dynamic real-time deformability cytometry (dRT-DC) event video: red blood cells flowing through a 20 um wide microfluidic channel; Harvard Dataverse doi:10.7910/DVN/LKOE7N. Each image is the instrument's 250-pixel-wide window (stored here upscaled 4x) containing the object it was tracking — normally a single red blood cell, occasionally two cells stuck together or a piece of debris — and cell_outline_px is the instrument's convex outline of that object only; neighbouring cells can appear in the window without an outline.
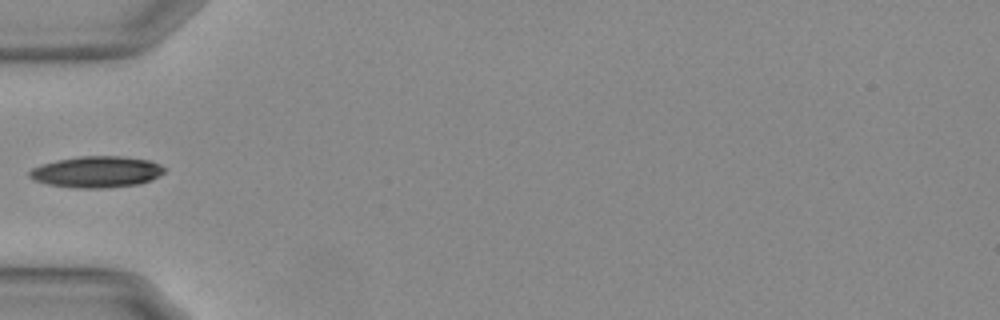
{"species": "Egyptian fruit bat (a non-hibernating species)", "species_latin": "Rousettus aegyptiacus", "temperature_condition": "warm", "stored_images_in_passage": 37, "camera_frame_rate_fps": 3000, "um_per_image_px": 0.085, "animal": {"sex": "female"}, "frame": {"image": 1, "passage_image": 1, "time_ms": 0.0, "image_size_px": [1000, 320], "cell_outline_px": [[164, 172], [152, 180], [140, 184], [100, 188], [76, 188], [48, 184], [36, 180], [28, 176], [28, 172], [32, 168], [40, 164], [80, 156], [120, 156], [148, 160], [160, 164], [164, 168]], "centroid_in_image_um": [8.22, 14.61], "position_along_channel_um": 76.8, "area_um2": 24.45}}
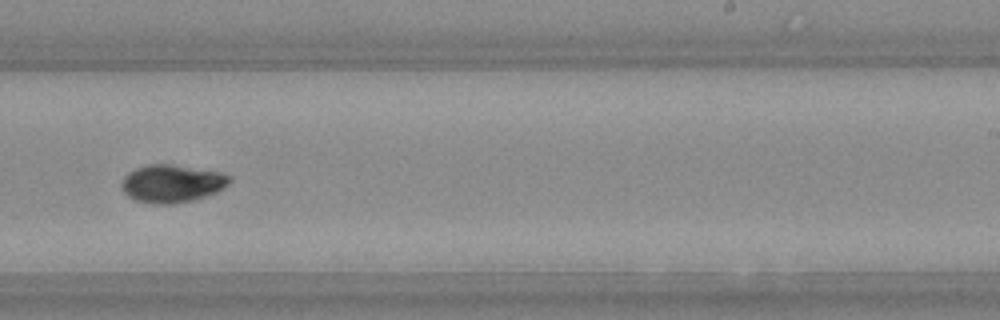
{"frame": {"image": 2, "passage_image": 17, "time_ms": 5.333, "image_size_px": [1000, 320], "cell_outline_px": [[232, 180], [224, 188], [216, 192], [192, 200], [172, 204], [152, 204], [136, 200], [128, 196], [124, 192], [120, 184], [124, 176], [128, 172], [136, 168], [148, 164], [168, 164], [220, 172], [232, 176]], "centroid_in_image_um": [14.6, 15.6], "position_along_channel_um": 274.4, "area_um2": 23.76}}
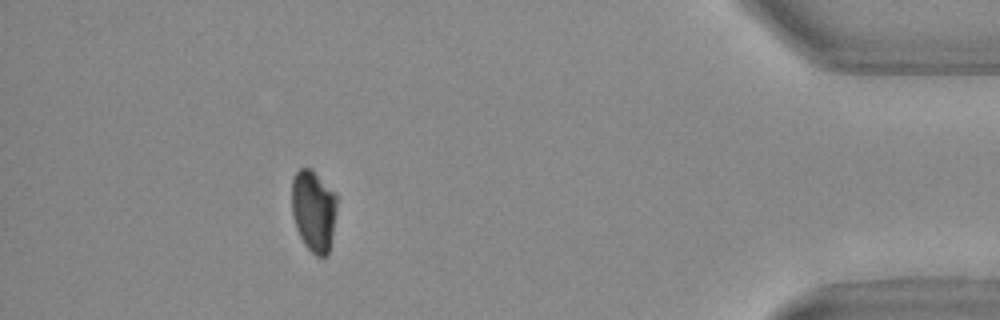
{"frame": {"image": 3, "passage_image": 32, "time_ms": 10.333, "image_size_px": [1000, 320], "cell_outline_px": [[336, 208], [328, 256], [316, 256], [304, 244], [296, 228], [292, 212], [292, 180], [296, 172], [300, 168], [308, 168], [336, 196]], "centroid_in_image_um": [26.62, 17.96], "position_along_channel_um": 408.6, "area_um2": 20.75}}